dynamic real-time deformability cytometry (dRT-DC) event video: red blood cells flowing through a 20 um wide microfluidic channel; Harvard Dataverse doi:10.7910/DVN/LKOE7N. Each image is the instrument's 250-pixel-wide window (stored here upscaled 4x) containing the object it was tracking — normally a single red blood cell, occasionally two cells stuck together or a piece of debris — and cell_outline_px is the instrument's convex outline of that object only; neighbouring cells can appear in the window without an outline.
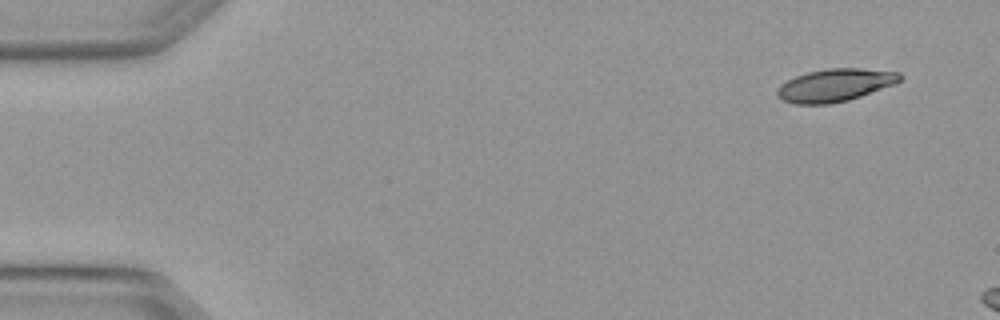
{"species": "Egyptian fruit bat (a non-hibernating species)", "species_latin": "Rousettus aegyptiacus", "temperature_condition": "warm", "stored_images_in_passage": 3, "camera_frame_rate_fps": 3000, "um_per_image_px": 0.085, "animal": {"sex": "female"}, "frame": {"image": 1, "passage_image": 1, "time_ms": 0.0, "image_size_px": [1000, 320], "cell_outline_px": [[904, 76], [896, 84], [848, 100], [828, 104], [796, 104], [784, 100], [776, 96], [776, 88], [780, 84], [796, 76], [808, 72], [828, 68], [860, 68], [900, 72]], "centroid_in_image_um": [70.99, 7.23], "position_along_channel_um": 14.0, "area_um2": 23.47}}